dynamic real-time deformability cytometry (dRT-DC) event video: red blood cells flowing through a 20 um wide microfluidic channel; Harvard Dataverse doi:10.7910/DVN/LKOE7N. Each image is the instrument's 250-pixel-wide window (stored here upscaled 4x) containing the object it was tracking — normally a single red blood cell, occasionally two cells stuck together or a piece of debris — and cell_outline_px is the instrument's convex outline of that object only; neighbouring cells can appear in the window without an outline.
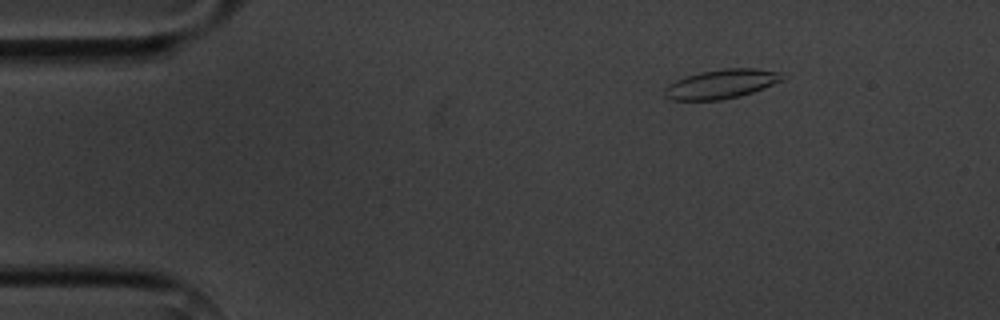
{"species": "common noctule bat (a hibernating species)", "species_latin": "Nyctalus noctula", "temperature_condition": "cold", "stored_images_in_passage": 5, "camera_frame_rate_fps": 3000, "um_per_image_px": 0.085, "animal": {"sex": "male", "body_mass_g": 20.1, "forearm_length_mm": 53.5}, "frame": {"image": 1, "passage_image": 3, "time_ms": 2.333, "image_size_px": [1000, 320], "cell_outline_px": [[788, 76], [764, 88], [740, 96], [720, 100], [672, 100], [664, 96], [664, 88], [668, 84], [684, 76], [700, 72], [724, 68], [756, 68], [780, 72]], "centroid_in_image_um": [61.29, 7.13], "position_along_channel_um": 23.7, "area_um2": 20.11}}